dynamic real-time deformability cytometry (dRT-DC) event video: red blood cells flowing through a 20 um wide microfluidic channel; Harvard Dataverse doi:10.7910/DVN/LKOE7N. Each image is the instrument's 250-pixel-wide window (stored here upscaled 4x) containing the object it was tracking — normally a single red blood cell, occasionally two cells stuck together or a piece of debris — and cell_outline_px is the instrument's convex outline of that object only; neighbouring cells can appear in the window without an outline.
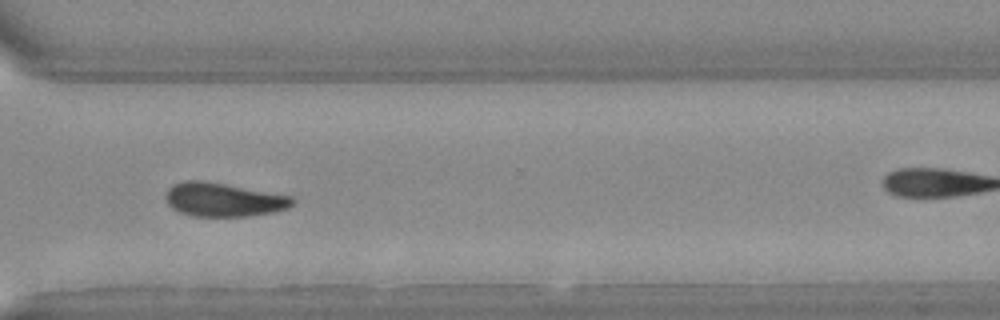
{"species": "Egyptian fruit bat (a non-hibernating species)", "species_latin": "Rousettus aegyptiacus", "temperature_condition": "warm", "stored_images_in_passage": 25, "camera_frame_rate_fps": 3000, "um_per_image_px": 0.085, "animal": {"sex": "female"}, "frame": {"image": 1, "passage_image": 22, "time_ms": 7.0, "image_size_px": [1000, 320], "cell_outline_px": [[296, 200], [288, 208], [272, 212], [248, 216], [192, 216], [180, 212], [172, 208], [168, 204], [164, 196], [168, 188], [172, 184], [184, 180], [200, 180], [224, 184], [292, 196]], "centroid_in_image_um": [18.96, 16.97], "position_along_channel_um": 351.6, "area_um2": 24.85}}